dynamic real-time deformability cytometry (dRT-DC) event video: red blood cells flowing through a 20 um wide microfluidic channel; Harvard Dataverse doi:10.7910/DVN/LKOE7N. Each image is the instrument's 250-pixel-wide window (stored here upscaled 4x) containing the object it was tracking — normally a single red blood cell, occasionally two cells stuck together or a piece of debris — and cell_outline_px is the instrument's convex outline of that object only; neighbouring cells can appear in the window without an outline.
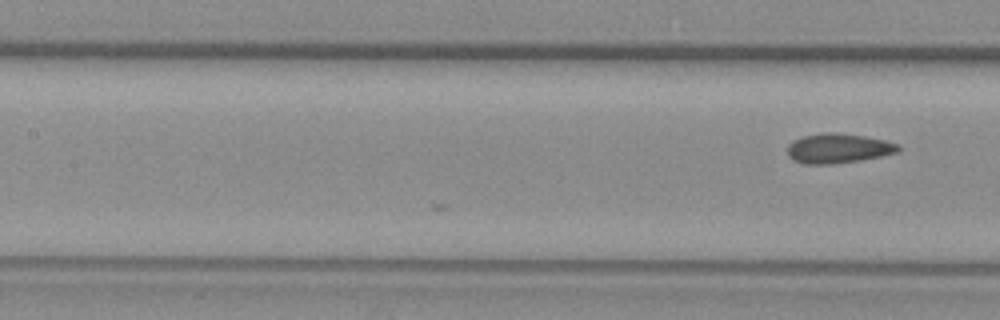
{"species": "common noctule bat (a hibernating species)", "species_latin": "Nyctalus noctula", "temperature_condition": "warm", "stored_images_in_passage": 8, "camera_frame_rate_fps": 3000, "um_per_image_px": 0.085, "animal": {"sex": "female", "body_mass_g": 29.2, "forearm_length_mm": 56.3}, "frame": {"image": 1, "passage_image": 8, "time_ms": 2.333, "image_size_px": [1000, 320], "cell_outline_px": [[900, 148], [896, 152], [880, 156], [860, 160], [832, 164], [804, 164], [792, 160], [788, 156], [788, 144], [792, 140], [804, 136], [824, 132], [840, 132], [864, 136], [884, 140], [900, 144]], "centroid_in_image_um": [71.21, 12.6], "position_along_channel_um": 136.2, "area_um2": 19.25}}